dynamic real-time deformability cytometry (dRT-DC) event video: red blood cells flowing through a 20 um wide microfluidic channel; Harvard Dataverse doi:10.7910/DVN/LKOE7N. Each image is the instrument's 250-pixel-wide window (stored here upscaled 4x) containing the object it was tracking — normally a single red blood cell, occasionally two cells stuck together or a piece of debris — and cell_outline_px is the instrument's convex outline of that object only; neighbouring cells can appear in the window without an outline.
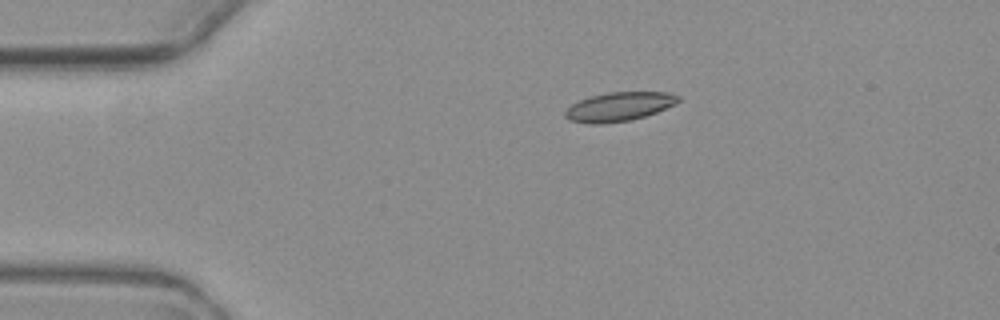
{"species": "common noctule bat (a hibernating species)", "species_latin": "Nyctalus noctula", "temperature_condition": "warm", "stored_images_in_passage": 4, "camera_frame_rate_fps": 3000, "um_per_image_px": 0.085, "animal": {"sex": "female", "body_mass_g": 19.3, "forearm_length_mm": 54.1}, "frame": {"image": 1, "passage_image": 3, "time_ms": 2.667, "image_size_px": [1000, 320], "cell_outline_px": [[680, 100], [676, 104], [656, 112], [644, 116], [628, 120], [600, 124], [588, 124], [568, 120], [564, 116], [564, 112], [572, 104], [588, 96], [608, 92], [668, 92], [680, 96]], "centroid_in_image_um": [52.6, 9.06], "position_along_channel_um": 32.4, "area_um2": 19.13}}